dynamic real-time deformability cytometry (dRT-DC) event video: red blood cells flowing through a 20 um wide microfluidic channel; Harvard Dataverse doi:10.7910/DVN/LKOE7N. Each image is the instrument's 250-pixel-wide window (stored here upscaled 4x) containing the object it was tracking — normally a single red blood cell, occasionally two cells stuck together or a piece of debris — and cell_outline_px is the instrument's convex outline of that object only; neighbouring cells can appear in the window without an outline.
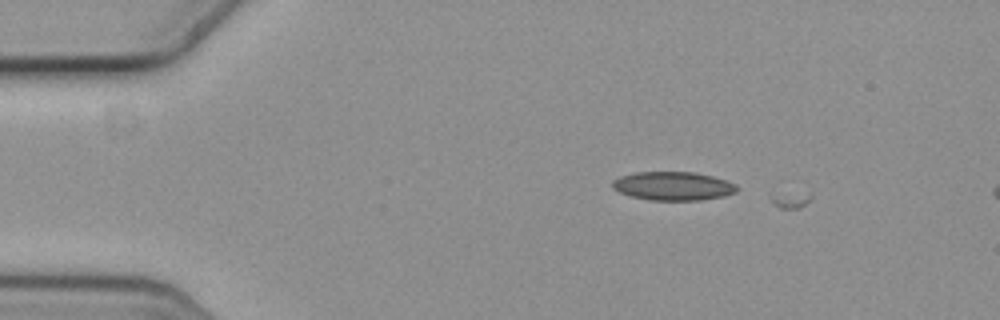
{"species": "common noctule bat (a hibernating species)", "species_latin": "Nyctalus noctula", "temperature_condition": "cold", "stored_images_in_passage": 7, "camera_frame_rate_fps": 3000, "um_per_image_px": 0.085, "animal": {"sex": "female", "body_mass_g": 19.3, "forearm_length_mm": 54.1}, "frame": {"image": 1, "passage_image": 6, "time_ms": 1.667, "image_size_px": [1000, 320], "cell_outline_px": [[736, 192], [724, 196], [700, 200], [648, 200], [632, 196], [620, 192], [612, 188], [612, 180], [620, 176], [636, 172], [692, 172], [712, 176], [736, 184]], "centroid_in_image_um": [57.18, 15.81], "position_along_channel_um": 27.8, "area_um2": 20.63}}